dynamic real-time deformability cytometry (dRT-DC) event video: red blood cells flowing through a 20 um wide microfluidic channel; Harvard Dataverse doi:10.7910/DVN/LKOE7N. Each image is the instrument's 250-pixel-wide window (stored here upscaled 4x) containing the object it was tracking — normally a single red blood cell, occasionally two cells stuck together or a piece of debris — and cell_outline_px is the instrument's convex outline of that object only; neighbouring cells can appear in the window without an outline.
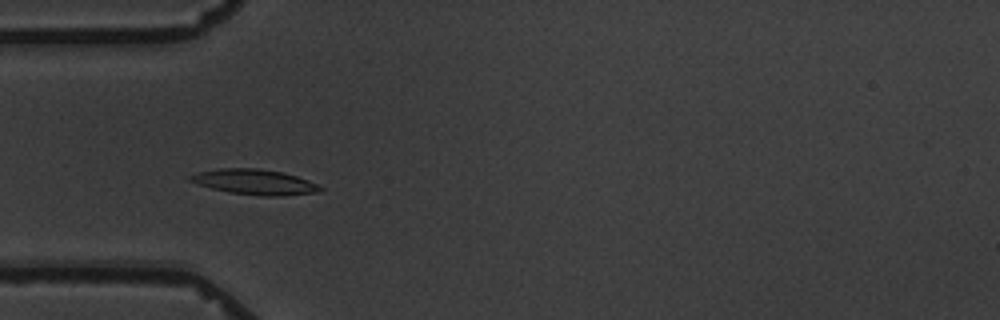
{"species": "common noctule bat (a hibernating species)", "species_latin": "Nyctalus noctula", "temperature_condition": "warm", "stored_images_in_passage": 5, "camera_frame_rate_fps": 3000, "um_per_image_px": 0.085, "animal": {"sex": "male", "body_mass_g": 19.5, "forearm_length_mm": 54.6}, "frame": {"image": 1, "passage_image": 4, "time_ms": 4.333, "image_size_px": [1000, 320], "cell_outline_px": [[324, 188], [320, 192], [280, 196], [264, 196], [228, 192], [212, 188], [188, 180], [188, 176], [200, 172], [220, 168], [260, 168], [280, 172], [296, 176], [308, 180]], "centroid_in_image_um": [21.67, 15.47], "position_along_channel_um": 63.3, "area_um2": 18.96}}
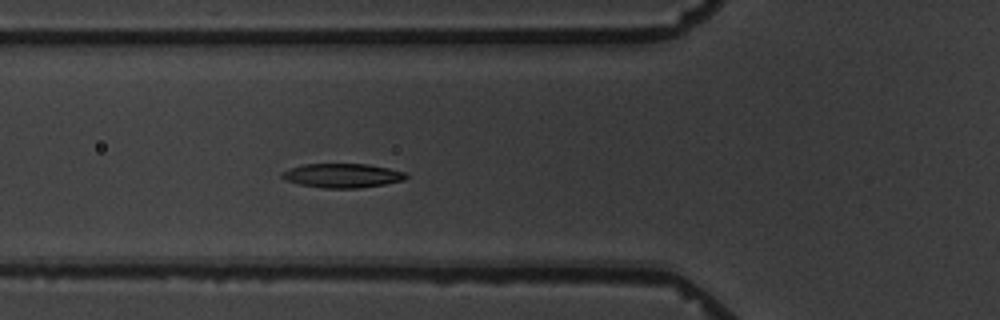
{"frame": {"image": 2, "passage_image": 5, "time_ms": 5.333, "image_size_px": [1000, 320], "cell_outline_px": [[408, 176], [404, 180], [384, 184], [360, 188], [324, 188], [300, 184], [288, 180], [280, 176], [280, 172], [288, 168], [304, 164], [368, 164], [388, 168], [404, 172]], "centroid_in_image_um": [29.08, 14.92], "position_along_channel_um": 96.7, "area_um2": 17.4}}